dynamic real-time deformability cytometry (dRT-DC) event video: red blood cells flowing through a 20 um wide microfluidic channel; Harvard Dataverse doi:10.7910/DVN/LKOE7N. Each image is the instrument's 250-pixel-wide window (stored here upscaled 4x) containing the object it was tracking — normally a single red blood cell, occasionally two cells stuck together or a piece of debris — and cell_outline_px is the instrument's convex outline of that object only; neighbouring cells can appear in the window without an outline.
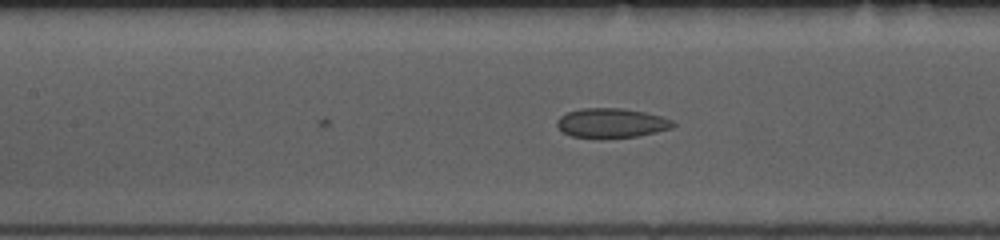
{"species": "common noctule bat (a hibernating species)", "species_latin": "Nyctalus noctula", "temperature_condition": "room temperature", "stored_images_in_passage": 10, "camera_frame_rate_fps": 3000, "um_per_image_px": 0.085, "animal": {"sex": "female", "body_mass_g": 10.0, "forearm_length_mm": 53.1}, "frame": {"image": 1, "passage_image": 10, "time_ms": 3.0, "image_size_px": [1000, 240], "cell_outline_px": [[676, 124], [672, 128], [656, 132], [636, 136], [572, 136], [564, 132], [556, 124], [556, 120], [560, 116], [568, 112], [580, 108], [624, 108], [644, 112], [660, 116], [672, 120]], "centroid_in_image_um": [51.99, 10.42], "position_along_channel_um": 155.4, "area_um2": 19.36}}